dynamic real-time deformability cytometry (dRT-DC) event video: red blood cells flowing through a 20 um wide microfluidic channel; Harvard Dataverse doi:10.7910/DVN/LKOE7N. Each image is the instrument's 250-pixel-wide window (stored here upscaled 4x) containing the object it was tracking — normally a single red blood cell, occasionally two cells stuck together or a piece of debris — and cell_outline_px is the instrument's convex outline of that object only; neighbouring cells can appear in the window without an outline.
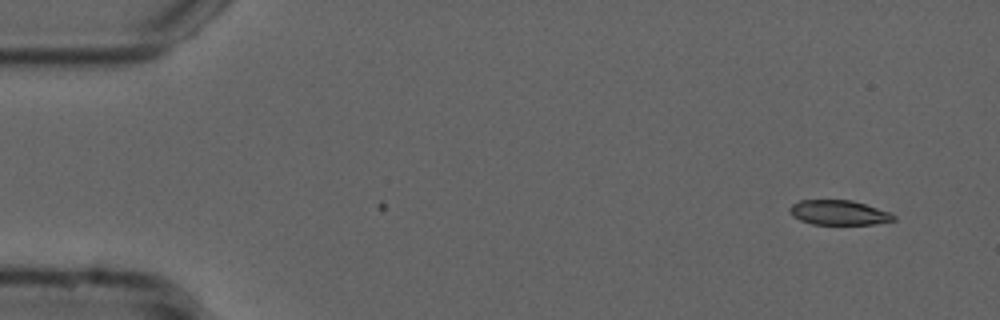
{"species": "common noctule bat (a hibernating species)", "species_latin": "Nyctalus noctula", "temperature_condition": "cold", "stored_images_in_passage": 2, "camera_frame_rate_fps": 3000, "um_per_image_px": 0.085, "animal": {"sex": "male", "forearm_length_mm": 52.5}, "frame": {"image": 1, "passage_image": 2, "time_ms": 0.333, "image_size_px": [1000, 320], "cell_outline_px": [[896, 220], [872, 224], [812, 224], [800, 220], [792, 216], [788, 208], [792, 204], [800, 200], [852, 200], [892, 212], [896, 216]], "centroid_in_image_um": [71.31, 18.07], "position_along_channel_um": 13.7, "area_um2": 15.09}}